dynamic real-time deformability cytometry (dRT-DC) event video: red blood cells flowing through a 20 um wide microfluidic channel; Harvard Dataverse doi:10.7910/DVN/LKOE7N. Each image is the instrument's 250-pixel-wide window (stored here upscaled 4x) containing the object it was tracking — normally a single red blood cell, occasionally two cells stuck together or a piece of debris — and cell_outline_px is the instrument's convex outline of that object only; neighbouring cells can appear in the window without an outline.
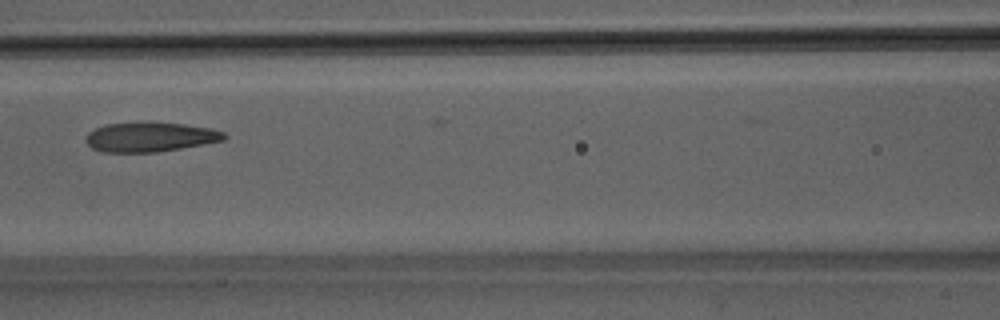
{"species": "Egyptian fruit bat (a non-hibernating species)", "species_latin": "Rousettus aegyptiacus", "temperature_condition": "room temperature", "stored_images_in_passage": 5, "camera_frame_rate_fps": 3000, "um_per_image_px": 0.085, "animal": {"sex": "male"}, "frame": {"image": 1, "passage_image": 5, "time_ms": 1.333, "image_size_px": [1000, 320], "cell_outline_px": [[228, 136], [224, 140], [204, 144], [156, 152], [100, 152], [92, 148], [84, 140], [88, 132], [104, 124], [184, 124], [212, 128], [224, 132]], "centroid_in_image_um": [12.76, 11.67], "position_along_channel_um": 153.8, "area_um2": 23.29}}